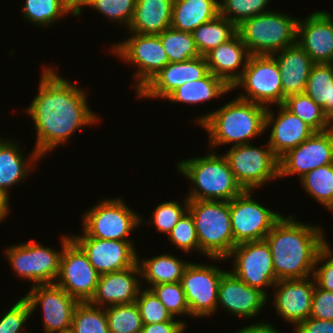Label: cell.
I'll return each mask as SVG.
<instances>
[{
	"label": "cell",
	"mask_w": 333,
	"mask_h": 333,
	"mask_svg": "<svg viewBox=\"0 0 333 333\" xmlns=\"http://www.w3.org/2000/svg\"><path fill=\"white\" fill-rule=\"evenodd\" d=\"M310 318L333 320V292L315 285Z\"/></svg>",
	"instance_id": "obj_48"
},
{
	"label": "cell",
	"mask_w": 333,
	"mask_h": 333,
	"mask_svg": "<svg viewBox=\"0 0 333 333\" xmlns=\"http://www.w3.org/2000/svg\"><path fill=\"white\" fill-rule=\"evenodd\" d=\"M9 196L10 195H7L5 192L0 191V223L1 221H4L9 214V208L11 207Z\"/></svg>",
	"instance_id": "obj_52"
},
{
	"label": "cell",
	"mask_w": 333,
	"mask_h": 333,
	"mask_svg": "<svg viewBox=\"0 0 333 333\" xmlns=\"http://www.w3.org/2000/svg\"><path fill=\"white\" fill-rule=\"evenodd\" d=\"M19 145L13 139H5L0 144V191L7 195L10 194L9 190L12 186L27 179L33 166L42 158L34 148L32 153L27 155L29 158L24 157Z\"/></svg>",
	"instance_id": "obj_27"
},
{
	"label": "cell",
	"mask_w": 333,
	"mask_h": 333,
	"mask_svg": "<svg viewBox=\"0 0 333 333\" xmlns=\"http://www.w3.org/2000/svg\"><path fill=\"white\" fill-rule=\"evenodd\" d=\"M71 240V236H61V249L42 246L34 240L10 245L5 254L16 276L30 280L32 286L54 284L59 274L60 257L63 247Z\"/></svg>",
	"instance_id": "obj_7"
},
{
	"label": "cell",
	"mask_w": 333,
	"mask_h": 333,
	"mask_svg": "<svg viewBox=\"0 0 333 333\" xmlns=\"http://www.w3.org/2000/svg\"><path fill=\"white\" fill-rule=\"evenodd\" d=\"M315 285L313 276L305 279L278 280L273 286V305L280 318L288 324H293V327L309 318Z\"/></svg>",
	"instance_id": "obj_20"
},
{
	"label": "cell",
	"mask_w": 333,
	"mask_h": 333,
	"mask_svg": "<svg viewBox=\"0 0 333 333\" xmlns=\"http://www.w3.org/2000/svg\"><path fill=\"white\" fill-rule=\"evenodd\" d=\"M237 33V26L221 15L196 28L191 34L200 56L228 41Z\"/></svg>",
	"instance_id": "obj_32"
},
{
	"label": "cell",
	"mask_w": 333,
	"mask_h": 333,
	"mask_svg": "<svg viewBox=\"0 0 333 333\" xmlns=\"http://www.w3.org/2000/svg\"><path fill=\"white\" fill-rule=\"evenodd\" d=\"M251 190H244L230 201V221L234 247L247 241L264 240L274 224L283 216L252 198Z\"/></svg>",
	"instance_id": "obj_13"
},
{
	"label": "cell",
	"mask_w": 333,
	"mask_h": 333,
	"mask_svg": "<svg viewBox=\"0 0 333 333\" xmlns=\"http://www.w3.org/2000/svg\"><path fill=\"white\" fill-rule=\"evenodd\" d=\"M330 120L333 122V85H331L330 93Z\"/></svg>",
	"instance_id": "obj_54"
},
{
	"label": "cell",
	"mask_w": 333,
	"mask_h": 333,
	"mask_svg": "<svg viewBox=\"0 0 333 333\" xmlns=\"http://www.w3.org/2000/svg\"><path fill=\"white\" fill-rule=\"evenodd\" d=\"M150 290L159 298L173 317L190 315V310L185 298V292L180 282L160 283Z\"/></svg>",
	"instance_id": "obj_44"
},
{
	"label": "cell",
	"mask_w": 333,
	"mask_h": 333,
	"mask_svg": "<svg viewBox=\"0 0 333 333\" xmlns=\"http://www.w3.org/2000/svg\"><path fill=\"white\" fill-rule=\"evenodd\" d=\"M239 86L245 91L238 93V98L265 107H269V104H283L281 73L272 56L250 55L242 76L233 84L231 90H236Z\"/></svg>",
	"instance_id": "obj_10"
},
{
	"label": "cell",
	"mask_w": 333,
	"mask_h": 333,
	"mask_svg": "<svg viewBox=\"0 0 333 333\" xmlns=\"http://www.w3.org/2000/svg\"><path fill=\"white\" fill-rule=\"evenodd\" d=\"M71 239L100 275L130 268L139 257L132 241L103 240L89 237L84 231L82 235L71 236Z\"/></svg>",
	"instance_id": "obj_18"
},
{
	"label": "cell",
	"mask_w": 333,
	"mask_h": 333,
	"mask_svg": "<svg viewBox=\"0 0 333 333\" xmlns=\"http://www.w3.org/2000/svg\"><path fill=\"white\" fill-rule=\"evenodd\" d=\"M235 333H281L277 328L270 323L256 322L252 325L237 329Z\"/></svg>",
	"instance_id": "obj_51"
},
{
	"label": "cell",
	"mask_w": 333,
	"mask_h": 333,
	"mask_svg": "<svg viewBox=\"0 0 333 333\" xmlns=\"http://www.w3.org/2000/svg\"><path fill=\"white\" fill-rule=\"evenodd\" d=\"M110 333H141L143 321L136 302L105 308Z\"/></svg>",
	"instance_id": "obj_38"
},
{
	"label": "cell",
	"mask_w": 333,
	"mask_h": 333,
	"mask_svg": "<svg viewBox=\"0 0 333 333\" xmlns=\"http://www.w3.org/2000/svg\"><path fill=\"white\" fill-rule=\"evenodd\" d=\"M267 107L238 98L194 121L205 128L210 149L224 144L243 145L265 133Z\"/></svg>",
	"instance_id": "obj_3"
},
{
	"label": "cell",
	"mask_w": 333,
	"mask_h": 333,
	"mask_svg": "<svg viewBox=\"0 0 333 333\" xmlns=\"http://www.w3.org/2000/svg\"><path fill=\"white\" fill-rule=\"evenodd\" d=\"M42 68L37 94L26 113L35 125L34 149L44 158L80 128L92 126L100 118L90 109L84 89L61 77L53 67Z\"/></svg>",
	"instance_id": "obj_1"
},
{
	"label": "cell",
	"mask_w": 333,
	"mask_h": 333,
	"mask_svg": "<svg viewBox=\"0 0 333 333\" xmlns=\"http://www.w3.org/2000/svg\"><path fill=\"white\" fill-rule=\"evenodd\" d=\"M184 321H166L155 324H143L141 333H184L186 330Z\"/></svg>",
	"instance_id": "obj_50"
},
{
	"label": "cell",
	"mask_w": 333,
	"mask_h": 333,
	"mask_svg": "<svg viewBox=\"0 0 333 333\" xmlns=\"http://www.w3.org/2000/svg\"><path fill=\"white\" fill-rule=\"evenodd\" d=\"M24 299L29 303L31 314L41 306L44 333H56L71 327L74 309L79 303L55 283L32 286Z\"/></svg>",
	"instance_id": "obj_16"
},
{
	"label": "cell",
	"mask_w": 333,
	"mask_h": 333,
	"mask_svg": "<svg viewBox=\"0 0 333 333\" xmlns=\"http://www.w3.org/2000/svg\"><path fill=\"white\" fill-rule=\"evenodd\" d=\"M139 277L141 274L137 263L130 268L101 274L88 302L102 308L134 303L142 289Z\"/></svg>",
	"instance_id": "obj_24"
},
{
	"label": "cell",
	"mask_w": 333,
	"mask_h": 333,
	"mask_svg": "<svg viewBox=\"0 0 333 333\" xmlns=\"http://www.w3.org/2000/svg\"><path fill=\"white\" fill-rule=\"evenodd\" d=\"M169 62H185L200 56L192 34L168 28L158 34Z\"/></svg>",
	"instance_id": "obj_37"
},
{
	"label": "cell",
	"mask_w": 333,
	"mask_h": 333,
	"mask_svg": "<svg viewBox=\"0 0 333 333\" xmlns=\"http://www.w3.org/2000/svg\"><path fill=\"white\" fill-rule=\"evenodd\" d=\"M189 200L186 198L181 205L178 201H164L158 204L152 212V218L147 224L155 226L156 231L169 234L182 215L188 210Z\"/></svg>",
	"instance_id": "obj_42"
},
{
	"label": "cell",
	"mask_w": 333,
	"mask_h": 333,
	"mask_svg": "<svg viewBox=\"0 0 333 333\" xmlns=\"http://www.w3.org/2000/svg\"><path fill=\"white\" fill-rule=\"evenodd\" d=\"M64 2L73 10L78 17L82 13V6H84L88 0H64Z\"/></svg>",
	"instance_id": "obj_53"
},
{
	"label": "cell",
	"mask_w": 333,
	"mask_h": 333,
	"mask_svg": "<svg viewBox=\"0 0 333 333\" xmlns=\"http://www.w3.org/2000/svg\"><path fill=\"white\" fill-rule=\"evenodd\" d=\"M56 333H76V331L73 329V327L66 328L62 331L56 332Z\"/></svg>",
	"instance_id": "obj_55"
},
{
	"label": "cell",
	"mask_w": 333,
	"mask_h": 333,
	"mask_svg": "<svg viewBox=\"0 0 333 333\" xmlns=\"http://www.w3.org/2000/svg\"><path fill=\"white\" fill-rule=\"evenodd\" d=\"M137 258L140 274L143 281L145 279L150 289L160 283L180 282L189 261L181 260L171 253H164L148 259Z\"/></svg>",
	"instance_id": "obj_31"
},
{
	"label": "cell",
	"mask_w": 333,
	"mask_h": 333,
	"mask_svg": "<svg viewBox=\"0 0 333 333\" xmlns=\"http://www.w3.org/2000/svg\"><path fill=\"white\" fill-rule=\"evenodd\" d=\"M135 302L139 309L143 324L182 321L176 320L159 298L150 289H147V287L140 290Z\"/></svg>",
	"instance_id": "obj_43"
},
{
	"label": "cell",
	"mask_w": 333,
	"mask_h": 333,
	"mask_svg": "<svg viewBox=\"0 0 333 333\" xmlns=\"http://www.w3.org/2000/svg\"><path fill=\"white\" fill-rule=\"evenodd\" d=\"M249 57L250 53L238 33L204 55L209 71L230 87L242 76Z\"/></svg>",
	"instance_id": "obj_25"
},
{
	"label": "cell",
	"mask_w": 333,
	"mask_h": 333,
	"mask_svg": "<svg viewBox=\"0 0 333 333\" xmlns=\"http://www.w3.org/2000/svg\"><path fill=\"white\" fill-rule=\"evenodd\" d=\"M99 276L87 255L71 239L63 247L55 284L79 302H86L93 296Z\"/></svg>",
	"instance_id": "obj_15"
},
{
	"label": "cell",
	"mask_w": 333,
	"mask_h": 333,
	"mask_svg": "<svg viewBox=\"0 0 333 333\" xmlns=\"http://www.w3.org/2000/svg\"><path fill=\"white\" fill-rule=\"evenodd\" d=\"M199 253L211 260L224 261L234 248L230 221V201L189 200Z\"/></svg>",
	"instance_id": "obj_5"
},
{
	"label": "cell",
	"mask_w": 333,
	"mask_h": 333,
	"mask_svg": "<svg viewBox=\"0 0 333 333\" xmlns=\"http://www.w3.org/2000/svg\"><path fill=\"white\" fill-rule=\"evenodd\" d=\"M88 6V7H87ZM136 6V0H88L84 7L96 10L110 21L129 27Z\"/></svg>",
	"instance_id": "obj_41"
},
{
	"label": "cell",
	"mask_w": 333,
	"mask_h": 333,
	"mask_svg": "<svg viewBox=\"0 0 333 333\" xmlns=\"http://www.w3.org/2000/svg\"><path fill=\"white\" fill-rule=\"evenodd\" d=\"M231 257L234 260L230 272L269 297L266 289H273L278 279L274 271L271 249L266 240L239 243L225 260Z\"/></svg>",
	"instance_id": "obj_12"
},
{
	"label": "cell",
	"mask_w": 333,
	"mask_h": 333,
	"mask_svg": "<svg viewBox=\"0 0 333 333\" xmlns=\"http://www.w3.org/2000/svg\"><path fill=\"white\" fill-rule=\"evenodd\" d=\"M277 107H279L277 115L271 110V107H267L265 131L273 126L270 130L268 145L279 159L286 152L300 145L315 131L283 104L277 105Z\"/></svg>",
	"instance_id": "obj_23"
},
{
	"label": "cell",
	"mask_w": 333,
	"mask_h": 333,
	"mask_svg": "<svg viewBox=\"0 0 333 333\" xmlns=\"http://www.w3.org/2000/svg\"><path fill=\"white\" fill-rule=\"evenodd\" d=\"M130 37L114 43L111 52L120 60L136 66L134 72L135 92H139L165 65L169 63L166 51L158 35L129 33Z\"/></svg>",
	"instance_id": "obj_11"
},
{
	"label": "cell",
	"mask_w": 333,
	"mask_h": 333,
	"mask_svg": "<svg viewBox=\"0 0 333 333\" xmlns=\"http://www.w3.org/2000/svg\"><path fill=\"white\" fill-rule=\"evenodd\" d=\"M5 140V138H0V144Z\"/></svg>",
	"instance_id": "obj_56"
},
{
	"label": "cell",
	"mask_w": 333,
	"mask_h": 333,
	"mask_svg": "<svg viewBox=\"0 0 333 333\" xmlns=\"http://www.w3.org/2000/svg\"><path fill=\"white\" fill-rule=\"evenodd\" d=\"M279 179L306 173L323 165L333 164V127L314 132L297 147L279 158Z\"/></svg>",
	"instance_id": "obj_17"
},
{
	"label": "cell",
	"mask_w": 333,
	"mask_h": 333,
	"mask_svg": "<svg viewBox=\"0 0 333 333\" xmlns=\"http://www.w3.org/2000/svg\"><path fill=\"white\" fill-rule=\"evenodd\" d=\"M124 202L120 197L99 201L83 214L82 231L103 240L133 241L129 234L145 221Z\"/></svg>",
	"instance_id": "obj_8"
},
{
	"label": "cell",
	"mask_w": 333,
	"mask_h": 333,
	"mask_svg": "<svg viewBox=\"0 0 333 333\" xmlns=\"http://www.w3.org/2000/svg\"><path fill=\"white\" fill-rule=\"evenodd\" d=\"M168 237L177 249L185 253H190L192 251H197V253H199V242L194 219L188 210L173 227L171 232L168 234Z\"/></svg>",
	"instance_id": "obj_45"
},
{
	"label": "cell",
	"mask_w": 333,
	"mask_h": 333,
	"mask_svg": "<svg viewBox=\"0 0 333 333\" xmlns=\"http://www.w3.org/2000/svg\"><path fill=\"white\" fill-rule=\"evenodd\" d=\"M31 315L29 303L22 297L1 316L0 333H23L22 331H24Z\"/></svg>",
	"instance_id": "obj_46"
},
{
	"label": "cell",
	"mask_w": 333,
	"mask_h": 333,
	"mask_svg": "<svg viewBox=\"0 0 333 333\" xmlns=\"http://www.w3.org/2000/svg\"><path fill=\"white\" fill-rule=\"evenodd\" d=\"M295 219L283 215L265 237L278 280L312 277L317 255L328 242L321 226Z\"/></svg>",
	"instance_id": "obj_2"
},
{
	"label": "cell",
	"mask_w": 333,
	"mask_h": 333,
	"mask_svg": "<svg viewBox=\"0 0 333 333\" xmlns=\"http://www.w3.org/2000/svg\"><path fill=\"white\" fill-rule=\"evenodd\" d=\"M209 72L204 56L185 62H169L137 93V98L166 99L186 82L203 78Z\"/></svg>",
	"instance_id": "obj_21"
},
{
	"label": "cell",
	"mask_w": 333,
	"mask_h": 333,
	"mask_svg": "<svg viewBox=\"0 0 333 333\" xmlns=\"http://www.w3.org/2000/svg\"><path fill=\"white\" fill-rule=\"evenodd\" d=\"M218 0H173L171 28L192 33L219 15Z\"/></svg>",
	"instance_id": "obj_29"
},
{
	"label": "cell",
	"mask_w": 333,
	"mask_h": 333,
	"mask_svg": "<svg viewBox=\"0 0 333 333\" xmlns=\"http://www.w3.org/2000/svg\"><path fill=\"white\" fill-rule=\"evenodd\" d=\"M299 180L308 195L333 212V164L313 169Z\"/></svg>",
	"instance_id": "obj_35"
},
{
	"label": "cell",
	"mask_w": 333,
	"mask_h": 333,
	"mask_svg": "<svg viewBox=\"0 0 333 333\" xmlns=\"http://www.w3.org/2000/svg\"><path fill=\"white\" fill-rule=\"evenodd\" d=\"M297 44L315 64L333 62V17L326 10L312 12L297 22Z\"/></svg>",
	"instance_id": "obj_19"
},
{
	"label": "cell",
	"mask_w": 333,
	"mask_h": 333,
	"mask_svg": "<svg viewBox=\"0 0 333 333\" xmlns=\"http://www.w3.org/2000/svg\"><path fill=\"white\" fill-rule=\"evenodd\" d=\"M211 150L210 154L178 161L177 170L192 183L188 200L231 201L244 190L237 183L227 159Z\"/></svg>",
	"instance_id": "obj_4"
},
{
	"label": "cell",
	"mask_w": 333,
	"mask_h": 333,
	"mask_svg": "<svg viewBox=\"0 0 333 333\" xmlns=\"http://www.w3.org/2000/svg\"><path fill=\"white\" fill-rule=\"evenodd\" d=\"M281 73L283 103L292 94L305 93L308 76L315 64L297 43L271 55Z\"/></svg>",
	"instance_id": "obj_26"
},
{
	"label": "cell",
	"mask_w": 333,
	"mask_h": 333,
	"mask_svg": "<svg viewBox=\"0 0 333 333\" xmlns=\"http://www.w3.org/2000/svg\"><path fill=\"white\" fill-rule=\"evenodd\" d=\"M298 18L271 10L243 20L237 33L250 55L271 56L297 43Z\"/></svg>",
	"instance_id": "obj_6"
},
{
	"label": "cell",
	"mask_w": 333,
	"mask_h": 333,
	"mask_svg": "<svg viewBox=\"0 0 333 333\" xmlns=\"http://www.w3.org/2000/svg\"><path fill=\"white\" fill-rule=\"evenodd\" d=\"M268 297L226 271L218 289L217 310L220 307L230 315L251 319L257 317L266 305Z\"/></svg>",
	"instance_id": "obj_22"
},
{
	"label": "cell",
	"mask_w": 333,
	"mask_h": 333,
	"mask_svg": "<svg viewBox=\"0 0 333 333\" xmlns=\"http://www.w3.org/2000/svg\"><path fill=\"white\" fill-rule=\"evenodd\" d=\"M327 243L318 253L313 277L317 287L333 292V251ZM320 267H319V265ZM318 266V267H317Z\"/></svg>",
	"instance_id": "obj_47"
},
{
	"label": "cell",
	"mask_w": 333,
	"mask_h": 333,
	"mask_svg": "<svg viewBox=\"0 0 333 333\" xmlns=\"http://www.w3.org/2000/svg\"><path fill=\"white\" fill-rule=\"evenodd\" d=\"M215 265L190 262L181 278V285L191 317H211L217 312L218 289L227 271Z\"/></svg>",
	"instance_id": "obj_14"
},
{
	"label": "cell",
	"mask_w": 333,
	"mask_h": 333,
	"mask_svg": "<svg viewBox=\"0 0 333 333\" xmlns=\"http://www.w3.org/2000/svg\"><path fill=\"white\" fill-rule=\"evenodd\" d=\"M333 85V65L314 64L308 76L305 93L321 108L330 119V93Z\"/></svg>",
	"instance_id": "obj_36"
},
{
	"label": "cell",
	"mask_w": 333,
	"mask_h": 333,
	"mask_svg": "<svg viewBox=\"0 0 333 333\" xmlns=\"http://www.w3.org/2000/svg\"><path fill=\"white\" fill-rule=\"evenodd\" d=\"M283 105L308 124L315 132H322L333 127V122L306 93L292 94L285 98Z\"/></svg>",
	"instance_id": "obj_33"
},
{
	"label": "cell",
	"mask_w": 333,
	"mask_h": 333,
	"mask_svg": "<svg viewBox=\"0 0 333 333\" xmlns=\"http://www.w3.org/2000/svg\"><path fill=\"white\" fill-rule=\"evenodd\" d=\"M270 0H221L219 15L238 26L243 20L270 12L266 10Z\"/></svg>",
	"instance_id": "obj_40"
},
{
	"label": "cell",
	"mask_w": 333,
	"mask_h": 333,
	"mask_svg": "<svg viewBox=\"0 0 333 333\" xmlns=\"http://www.w3.org/2000/svg\"><path fill=\"white\" fill-rule=\"evenodd\" d=\"M24 19L37 26H51L62 16H76L64 0H25L21 7Z\"/></svg>",
	"instance_id": "obj_34"
},
{
	"label": "cell",
	"mask_w": 333,
	"mask_h": 333,
	"mask_svg": "<svg viewBox=\"0 0 333 333\" xmlns=\"http://www.w3.org/2000/svg\"><path fill=\"white\" fill-rule=\"evenodd\" d=\"M265 146L260 148L251 143L232 145L223 154L243 190L254 191L274 179H279V159L268 142Z\"/></svg>",
	"instance_id": "obj_9"
},
{
	"label": "cell",
	"mask_w": 333,
	"mask_h": 333,
	"mask_svg": "<svg viewBox=\"0 0 333 333\" xmlns=\"http://www.w3.org/2000/svg\"><path fill=\"white\" fill-rule=\"evenodd\" d=\"M71 326L76 333H110L105 308L88 301L76 305Z\"/></svg>",
	"instance_id": "obj_39"
},
{
	"label": "cell",
	"mask_w": 333,
	"mask_h": 333,
	"mask_svg": "<svg viewBox=\"0 0 333 333\" xmlns=\"http://www.w3.org/2000/svg\"><path fill=\"white\" fill-rule=\"evenodd\" d=\"M173 0H136L128 33L158 35L170 28Z\"/></svg>",
	"instance_id": "obj_28"
},
{
	"label": "cell",
	"mask_w": 333,
	"mask_h": 333,
	"mask_svg": "<svg viewBox=\"0 0 333 333\" xmlns=\"http://www.w3.org/2000/svg\"><path fill=\"white\" fill-rule=\"evenodd\" d=\"M232 91L231 87L220 77L208 72L203 78L186 82L175 89L166 99L172 103L196 105L208 100L220 98L222 94Z\"/></svg>",
	"instance_id": "obj_30"
},
{
	"label": "cell",
	"mask_w": 333,
	"mask_h": 333,
	"mask_svg": "<svg viewBox=\"0 0 333 333\" xmlns=\"http://www.w3.org/2000/svg\"><path fill=\"white\" fill-rule=\"evenodd\" d=\"M294 333H333V320H320L316 318H307L296 324Z\"/></svg>",
	"instance_id": "obj_49"
}]
</instances>
